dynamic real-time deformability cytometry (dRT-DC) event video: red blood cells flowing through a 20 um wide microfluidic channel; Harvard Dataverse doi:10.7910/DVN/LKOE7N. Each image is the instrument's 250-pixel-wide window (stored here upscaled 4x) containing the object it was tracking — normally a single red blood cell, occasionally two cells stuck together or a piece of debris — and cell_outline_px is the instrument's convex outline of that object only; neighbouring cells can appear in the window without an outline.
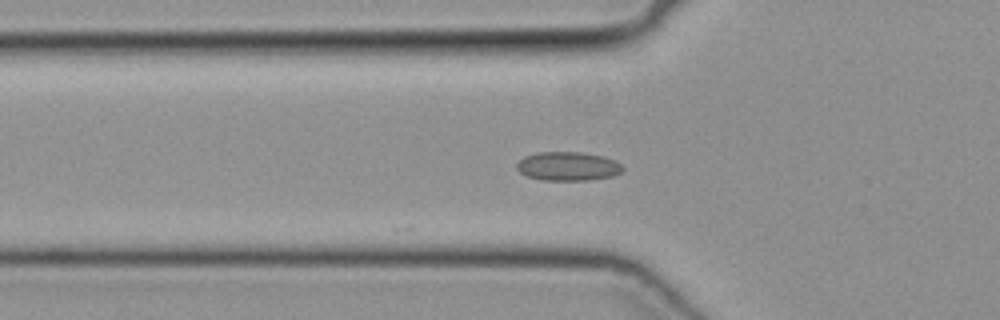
{"species": "common noctule bat (a hibernating species)", "species_latin": "Nyctalus noctula", "temperature_condition": "cold", "stored_images_in_passage": 2, "camera_frame_rate_fps": 3000, "um_per_image_px": 0.085, "animal": {"sex": "female", "body_mass_g": 19.3, "forearm_length_mm": 54.1}, "frame": {"image": 1, "passage_image": 2, "time_ms": 0.333, "image_size_px": [1000, 320], "cell_outline_px": [[624, 168], [620, 172], [612, 176], [588, 180], [540, 180], [528, 176], [520, 172], [516, 168], [516, 164], [524, 156], [536, 152], [580, 152], [604, 156], [616, 160]], "centroid_in_image_um": [48.26, 14.12], "position_along_channel_um": 77.5, "area_um2": 17.86}}